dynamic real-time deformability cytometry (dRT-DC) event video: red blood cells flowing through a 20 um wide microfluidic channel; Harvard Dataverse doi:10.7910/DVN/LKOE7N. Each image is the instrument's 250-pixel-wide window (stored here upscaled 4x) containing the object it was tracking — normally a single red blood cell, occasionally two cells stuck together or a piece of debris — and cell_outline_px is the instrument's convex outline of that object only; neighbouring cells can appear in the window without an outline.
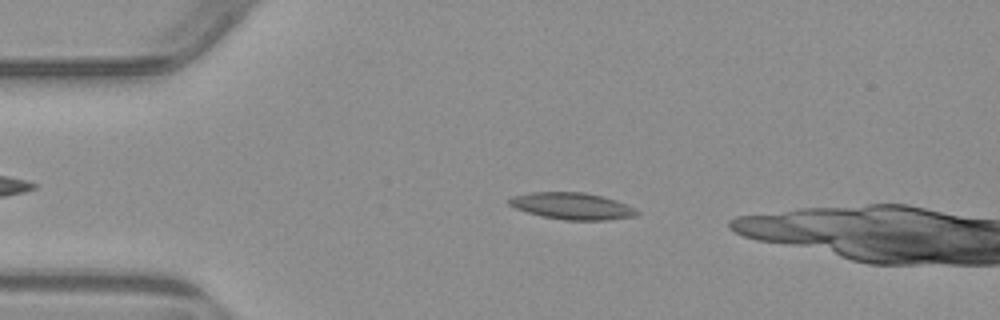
{"species": "common noctule bat (a hibernating species)", "species_latin": "Nyctalus noctula", "temperature_condition": "warm", "stored_images_in_passage": 3, "camera_frame_rate_fps": 3000, "um_per_image_px": 0.085, "animal": {"sex": "male", "body_mass_g": 23.1, "forearm_length_mm": 52.7}, "frame": {"image": 1, "passage_image": 1, "time_ms": 0.0, "image_size_px": [1000, 320], "cell_outline_px": [[640, 212], [636, 216], [608, 220], [564, 220], [544, 216], [528, 212], [516, 208], [508, 204], [508, 200], [512, 196], [532, 192], [584, 192], [604, 196], [616, 200], [636, 208]], "centroid_in_image_um": [48.67, 17.51], "position_along_channel_um": 36.3, "area_um2": 19.94}}